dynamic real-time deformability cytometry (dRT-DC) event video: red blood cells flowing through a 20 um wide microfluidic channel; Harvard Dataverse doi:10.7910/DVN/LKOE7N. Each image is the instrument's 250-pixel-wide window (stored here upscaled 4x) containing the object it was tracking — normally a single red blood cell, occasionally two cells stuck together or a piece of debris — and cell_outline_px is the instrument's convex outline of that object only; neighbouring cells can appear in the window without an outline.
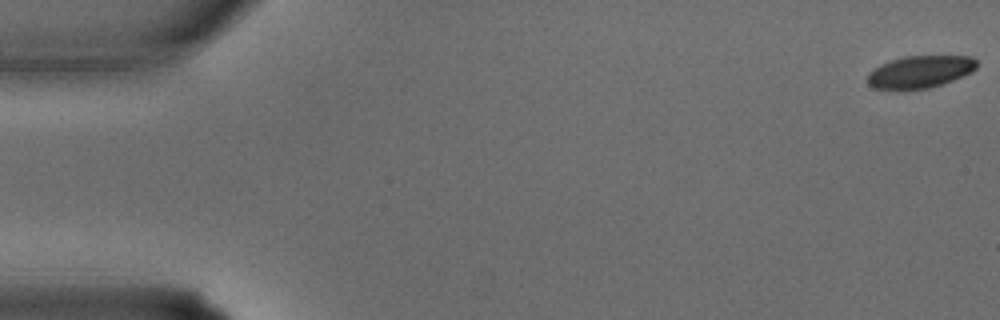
{"species": "common noctule bat (a hibernating species)", "species_latin": "Nyctalus noctula", "temperature_condition": "warm", "stored_images_in_passage": 37, "camera_frame_rate_fps": 3000, "um_per_image_px": 0.085, "animal": {"sex": "male", "body_mass_g": 15.6}, "frame": {"image": 1, "passage_image": 1, "time_ms": 0.0, "image_size_px": [1000, 320], "cell_outline_px": [[976, 68], [972, 72], [944, 84], [928, 88], [904, 92], [876, 88], [868, 84], [868, 72], [872, 68], [880, 64], [904, 56], [972, 56], [976, 60]], "centroid_in_image_um": [78.17, 6.13], "position_along_channel_um": 6.8, "area_um2": 21.1}}
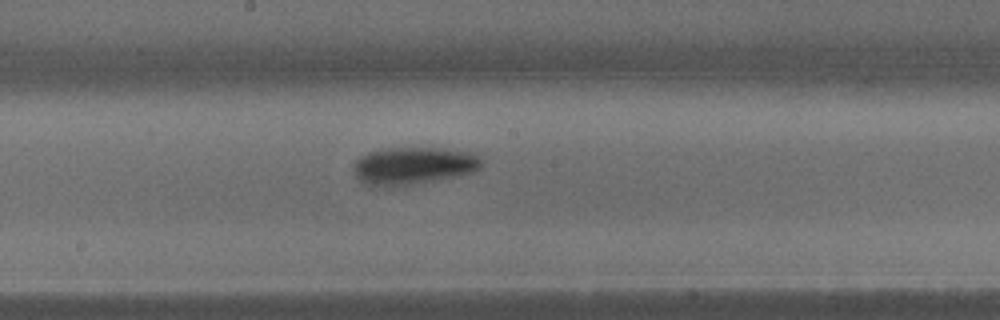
{"frame": {"image": 2, "passage_image": 20, "time_ms": 6.333, "image_size_px": [1000, 320], "cell_outline_px": [[484, 164], [480, 168], [472, 172], [432, 180], [408, 184], [372, 188], [364, 184], [356, 176], [352, 168], [352, 164], [360, 156], [368, 152], [388, 148], [444, 148], [472, 152], [480, 156], [484, 160]], "centroid_in_image_um": [35.11, 14.07], "position_along_channel_um": 213.1, "area_um2": 28.03}}
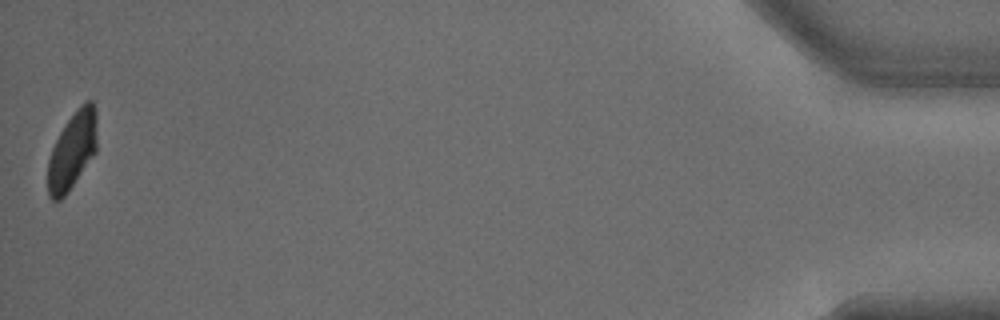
{"frame": {"image": 3, "passage_image": 37, "time_ms": 12.0, "image_size_px": [1000, 320], "cell_outline_px": [[96, 152], [68, 192], [60, 200], [52, 200], [48, 196], [48, 160], [52, 148], [60, 132], [68, 120], [80, 104], [88, 100], [92, 100], [96, 108]], "centroid_in_image_um": [6.15, 12.79], "position_along_channel_um": 429.1, "area_um2": 22.08}}